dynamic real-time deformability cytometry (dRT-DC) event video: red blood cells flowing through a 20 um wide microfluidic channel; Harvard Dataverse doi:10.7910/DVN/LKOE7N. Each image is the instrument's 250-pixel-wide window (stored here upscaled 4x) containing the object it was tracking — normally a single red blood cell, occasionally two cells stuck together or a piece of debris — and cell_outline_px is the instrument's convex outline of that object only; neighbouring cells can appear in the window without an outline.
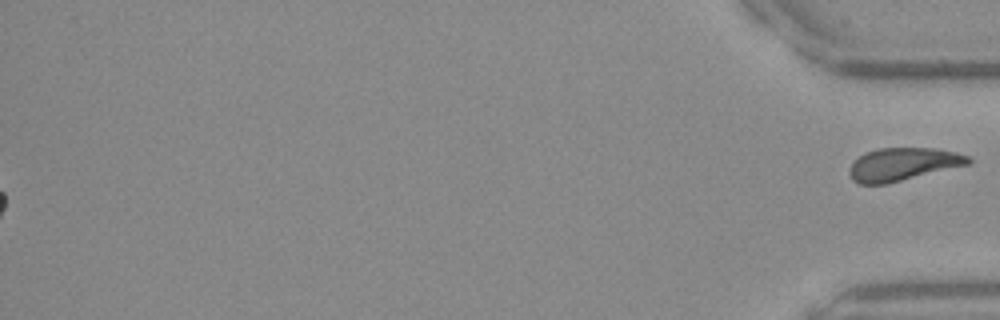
{"species": "Egyptian fruit bat (a non-hibernating species)", "species_latin": "Rousettus aegyptiacus", "temperature_condition": "warm", "stored_images_in_passage": 38, "segment_of_instrument_passage": [2, 2], "camera_frame_rate_fps": 3000, "um_per_image_px": 0.085, "frame": {"image": 1, "passage_image": 38, "time_ms": 12.333, "image_size_px": [1000, 320], "cell_outline_px": [[972, 164], [884, 184], [860, 184], [852, 180], [848, 172], [852, 164], [860, 156], [868, 152], [880, 148], [936, 148], [956, 152], [968, 156], [972, 160]], "centroid_in_image_um": [76.79, 13.96], "position_along_channel_um": 358.4, "area_um2": 22.66}}